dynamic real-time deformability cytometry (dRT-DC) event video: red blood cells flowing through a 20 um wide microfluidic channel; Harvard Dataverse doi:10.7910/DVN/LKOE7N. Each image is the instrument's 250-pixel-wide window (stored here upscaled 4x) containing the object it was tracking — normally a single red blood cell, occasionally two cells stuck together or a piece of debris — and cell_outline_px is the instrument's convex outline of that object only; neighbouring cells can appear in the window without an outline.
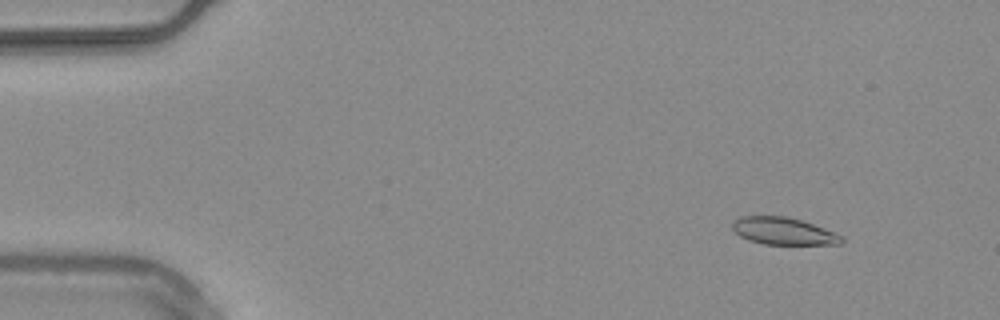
{"species": "common noctule bat (a hibernating species)", "species_latin": "Nyctalus noctula", "temperature_condition": "warm", "stored_images_in_passage": 51, "camera_frame_rate_fps": 3000, "um_per_image_px": 0.085, "animal": {"sex": "male", "body_mass_g": 20.4}, "frame": {"image": 1, "passage_image": 2, "time_ms": 0.333, "image_size_px": [1000, 320], "cell_outline_px": [[844, 240], [840, 244], [764, 244], [748, 240], [740, 236], [732, 228], [732, 220], [740, 216], [788, 216], [824, 228], [844, 236]], "centroid_in_image_um": [66.57, 19.64], "position_along_channel_um": 18.4, "area_um2": 17.34}}
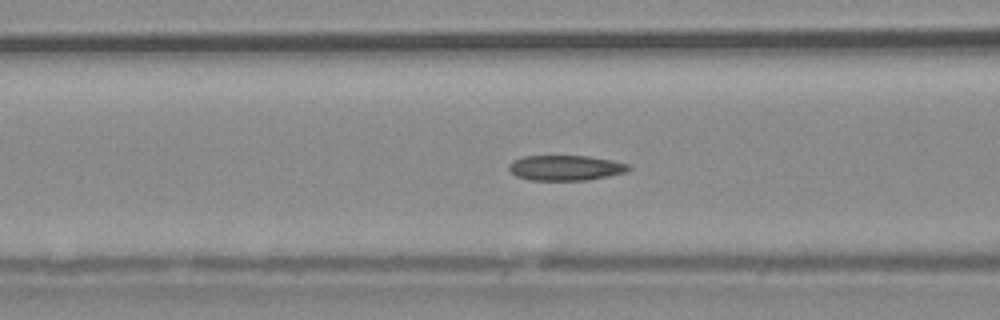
{"frame": {"image": 2, "passage_image": 18, "time_ms": 5.667, "image_size_px": [1000, 320], "cell_outline_px": [[632, 168], [624, 172], [608, 176], [588, 180], [528, 180], [516, 176], [508, 168], [508, 164], [512, 160], [520, 156], [588, 156], [612, 160], [628, 164]], "centroid_in_image_um": [48.03, 14.26], "position_along_channel_um": 118.6, "area_um2": 17.69}}
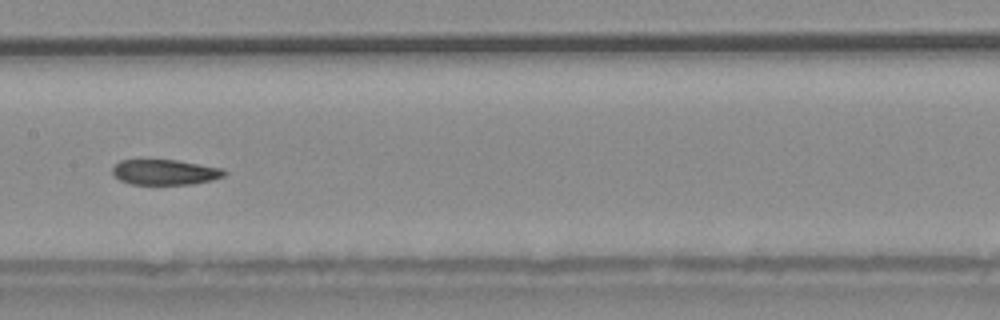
{"frame": {"image": 3, "passage_image": 24, "time_ms": 7.667, "image_size_px": [1000, 320], "cell_outline_px": [[228, 172], [224, 176], [212, 180], [192, 184], [132, 184], [120, 180], [112, 172], [112, 168], [120, 160], [176, 160], [224, 168]], "centroid_in_image_um": [14.06, 14.63], "position_along_channel_um": 193.3, "area_um2": 16.47}, "authors_computed_cell_mechanics": {"area_um2": 17.8024, "velocity_mm_per_s": 3.7517, "shape_relaxation_time_tau1_ms": null, "shape_relaxation_time_tau2_ms": 4.0929, "deformation_change_tau1": null, "deformation_change_tau2": 0.0824}}